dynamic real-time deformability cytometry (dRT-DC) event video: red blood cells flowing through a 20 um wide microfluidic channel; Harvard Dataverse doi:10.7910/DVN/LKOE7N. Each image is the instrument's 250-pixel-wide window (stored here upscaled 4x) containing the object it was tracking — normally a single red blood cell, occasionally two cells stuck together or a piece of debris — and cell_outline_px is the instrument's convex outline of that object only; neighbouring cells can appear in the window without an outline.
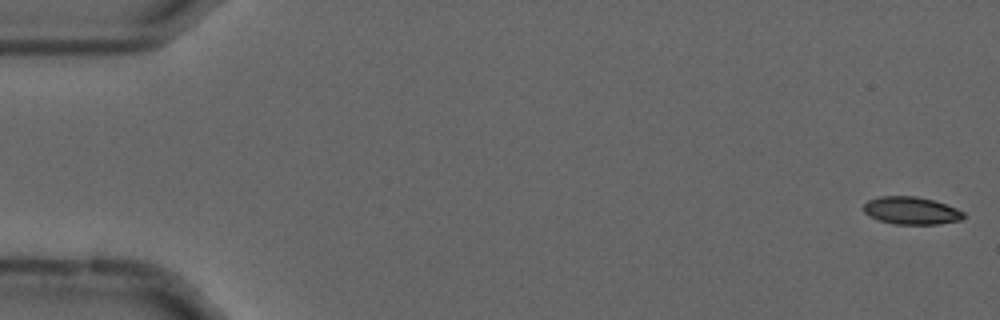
{"species": "common noctule bat (a hibernating species)", "species_latin": "Nyctalus noctula", "temperature_condition": "cold", "stored_images_in_passage": 55, "camera_frame_rate_fps": 3000, "um_per_image_px": 0.085, "animal": {"sex": "male", "forearm_length_mm": 52.5}, "frame": {"image": 1, "passage_image": 1, "time_ms": 0.0, "image_size_px": [1000, 320], "cell_outline_px": [[964, 216], [960, 220], [940, 224], [896, 224], [880, 220], [868, 216], [864, 212], [864, 204], [868, 200], [880, 196], [916, 196], [932, 200], [956, 208], [964, 212]], "centroid_in_image_um": [77.44, 17.9], "position_along_channel_um": 7.6, "area_um2": 15.95}}
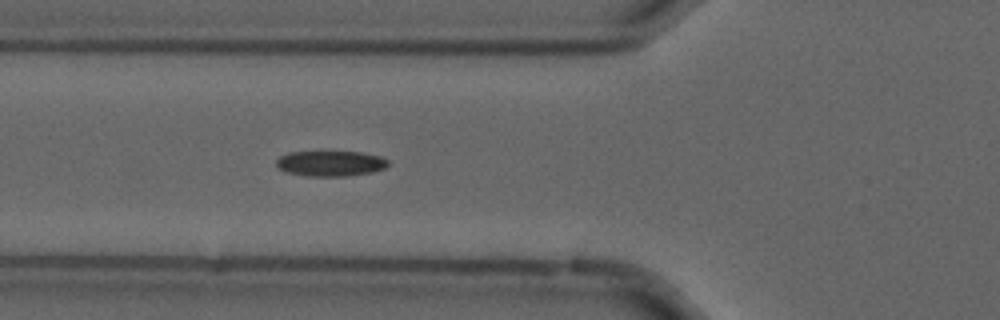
{"frame": {"image": 2, "passage_image": 20, "time_ms": 6.333, "image_size_px": [1000, 320], "cell_outline_px": [[388, 164], [384, 168], [372, 172], [344, 176], [308, 176], [284, 172], [276, 168], [276, 160], [280, 156], [288, 152], [360, 152], [380, 156], [388, 160]], "centroid_in_image_um": [28.04, 13.89], "position_along_channel_um": 97.8, "area_um2": 16.59}}
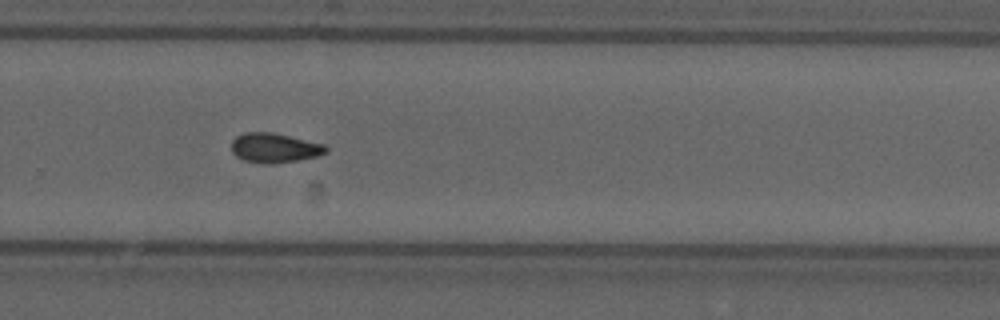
{"frame": {"image": 3, "passage_image": 37, "time_ms": 12.0, "image_size_px": [1000, 320], "cell_outline_px": [[328, 152], [316, 156], [296, 160], [272, 164], [260, 164], [244, 160], [236, 156], [232, 152], [232, 140], [236, 136], [244, 132], [272, 132], [324, 144], [328, 148]], "centroid_in_image_um": [23.31, 12.57], "position_along_channel_um": 306.5, "area_um2": 16.3}, "authors_computed_cell_mechanics": {"area_um2": 16.184, "velocity_mm_per_s": 3.6882, "shape_relaxation_time_tau1_ms": 5.7825, "shape_relaxation_time_tau2_ms": 10.6098, "deformation_change_tau1": 0.1363, "deformation_change_tau2": 0.1831}}